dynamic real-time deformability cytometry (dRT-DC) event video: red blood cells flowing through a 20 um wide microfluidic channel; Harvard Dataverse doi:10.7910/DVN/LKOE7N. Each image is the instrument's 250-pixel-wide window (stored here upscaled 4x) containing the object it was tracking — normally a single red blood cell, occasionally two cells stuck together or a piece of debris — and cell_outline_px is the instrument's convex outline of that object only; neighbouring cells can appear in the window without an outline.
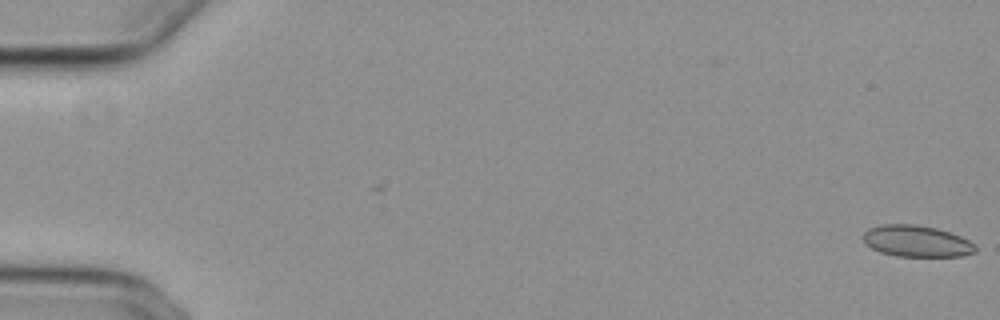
{"species": "common noctule bat (a hibernating species)", "species_latin": "Nyctalus noctula", "temperature_condition": "cold", "stored_images_in_passage": 56, "camera_frame_rate_fps": 3000, "um_per_image_px": 0.085, "animal": {"sex": "female", "body_mass_g": 29.2, "forearm_length_mm": 56.3}, "frame": {"image": 1, "passage_image": 1, "time_ms": 0.0, "image_size_px": [1000, 320], "cell_outline_px": [[976, 252], [964, 256], [896, 256], [880, 252], [864, 244], [864, 232], [868, 228], [880, 224], [912, 224], [936, 228], [960, 236], [976, 244]], "centroid_in_image_um": [77.9, 20.5], "position_along_channel_um": 7.1, "area_um2": 20.63}}
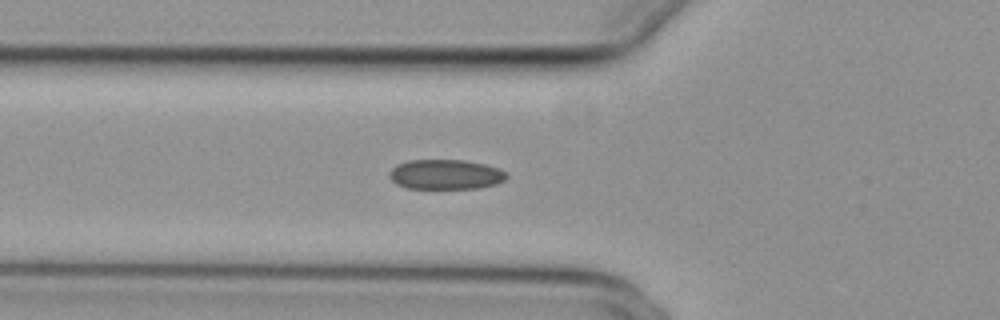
{"frame": {"image": 2, "passage_image": 21, "time_ms": 6.667, "image_size_px": [1000, 320], "cell_outline_px": [[508, 176], [504, 180], [496, 184], [480, 188], [408, 188], [396, 184], [388, 176], [388, 172], [396, 164], [408, 160], [464, 160], [484, 164], [496, 168], [504, 172]], "centroid_in_image_um": [37.83, 14.82], "position_along_channel_um": 88.0, "area_um2": 20.35}}
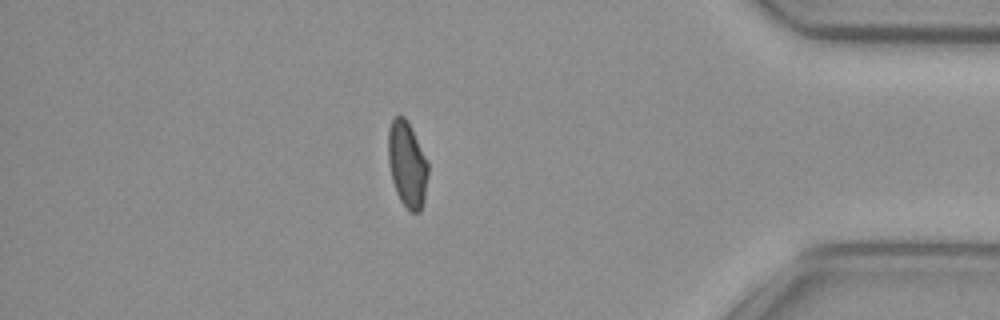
{"frame": {"image": 3, "passage_image": 49, "time_ms": 16.0, "image_size_px": [1000, 320], "cell_outline_px": [[428, 172], [424, 200], [420, 212], [408, 212], [400, 200], [396, 192], [392, 180], [388, 160], [388, 128], [392, 120], [396, 116], [404, 116], [408, 120], [428, 160]], "centroid_in_image_um": [34.61, 13.96], "position_along_channel_um": 400.6, "area_um2": 20.23}, "authors_computed_cell_mechanics": {"area_um2": 20.5768, "velocity_mm_per_s": 3.7393, "shape_relaxation_time_tau1_ms": null, "shape_relaxation_time_tau2_ms": 1.398, "deformation_change_tau1": null, "deformation_change_tau2": 0.0759}}